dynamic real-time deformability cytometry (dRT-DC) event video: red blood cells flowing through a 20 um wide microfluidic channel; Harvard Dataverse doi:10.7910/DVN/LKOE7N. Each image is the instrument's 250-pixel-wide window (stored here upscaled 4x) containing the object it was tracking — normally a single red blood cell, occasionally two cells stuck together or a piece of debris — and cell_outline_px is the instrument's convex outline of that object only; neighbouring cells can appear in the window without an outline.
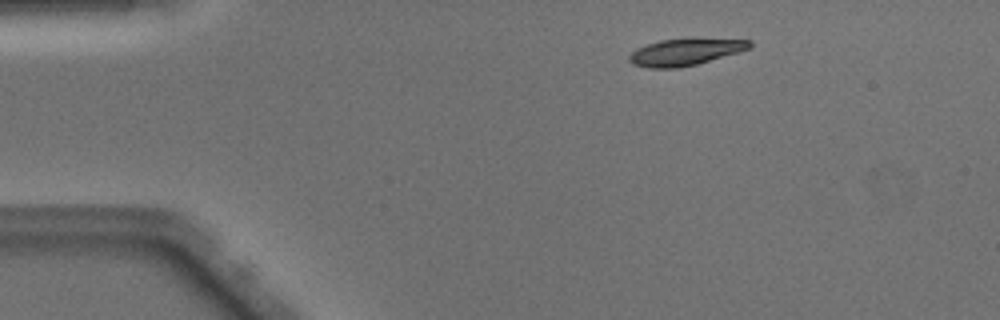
{"species": "Egyptian fruit bat (a non-hibernating species)", "species_latin": "Rousettus aegyptiacus", "temperature_condition": "warm", "stored_images_in_passage": 47, "camera_frame_rate_fps": 3000, "um_per_image_px": 0.085, "animal": {"sex": "male"}, "frame": {"image": 1, "passage_image": 6, "time_ms": 1.667, "image_size_px": [1000, 320], "cell_outline_px": [[752, 48], [740, 52], [696, 64], [676, 68], [648, 68], [632, 64], [628, 60], [628, 56], [636, 48], [660, 40], [752, 40]], "centroid_in_image_um": [58.21, 4.45], "position_along_channel_um": 26.8, "area_um2": 18.26}}
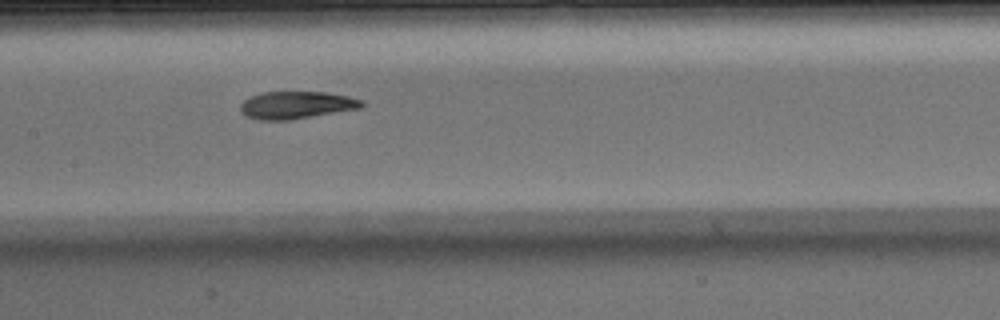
{"frame": {"image": 2, "passage_image": 22, "time_ms": 7.0, "image_size_px": [1000, 320], "cell_outline_px": [[364, 104], [360, 108], [288, 120], [260, 120], [248, 116], [240, 112], [240, 104], [244, 100], [260, 92], [324, 92], [348, 96], [364, 100]], "centroid_in_image_um": [25.18, 8.92], "position_along_channel_um": 182.2, "area_um2": 19.25}}
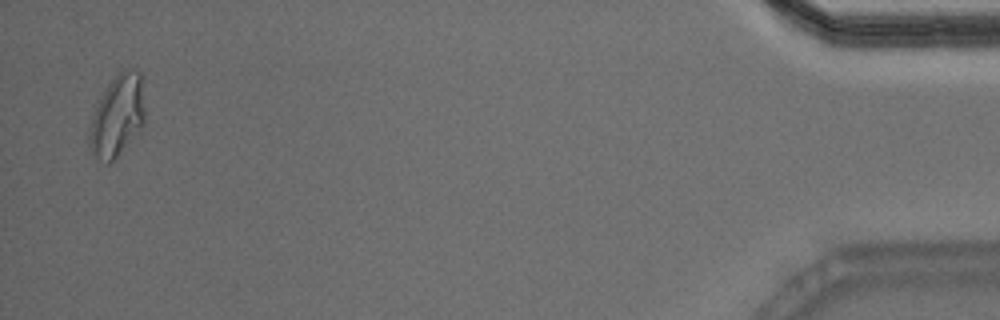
{"frame": {"image": 3, "passage_image": 46, "time_ms": 15.0, "image_size_px": [1000, 320], "cell_outline_px": [[144, 124], [116, 156], [108, 164], [100, 160], [92, 152], [88, 144], [88, 136], [92, 116], [108, 84], [124, 68], [132, 68], [140, 72], [144, 108]], "centroid_in_image_um": [9.97, 9.83], "position_along_channel_um": 425.2, "area_um2": 25.66}, "authors_computed_cell_mechanics": {"area_um2": 19.8254, "velocity_mm_per_s": 4.1111, "shape_relaxation_time_tau1_ms": 8.5802, "shape_relaxation_time_tau2_ms": 2.8268, "deformation_change_tau1": 0.2567, "deformation_change_tau2": 0.095}}